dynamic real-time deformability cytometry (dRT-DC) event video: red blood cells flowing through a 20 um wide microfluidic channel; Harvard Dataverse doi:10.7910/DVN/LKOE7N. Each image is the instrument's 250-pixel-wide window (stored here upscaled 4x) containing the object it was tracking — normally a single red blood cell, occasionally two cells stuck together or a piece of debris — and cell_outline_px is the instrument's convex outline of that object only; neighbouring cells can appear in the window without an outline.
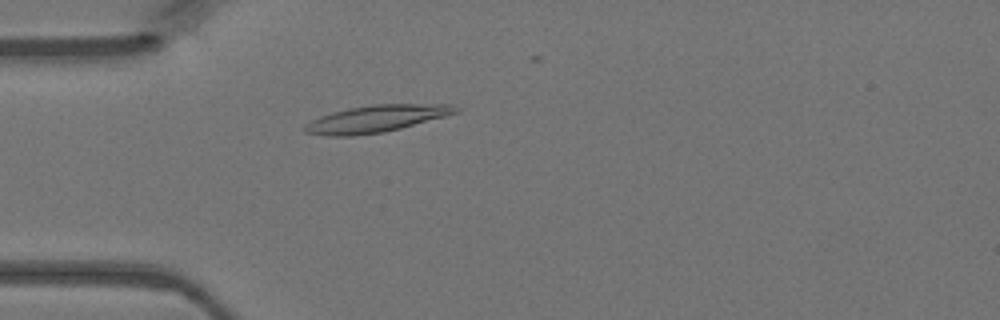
{"species": "Egyptian fruit bat (a non-hibernating species)", "species_latin": "Rousettus aegyptiacus", "temperature_condition": "warm", "stored_images_in_passage": 16, "camera_frame_rate_fps": 3000, "um_per_image_px": 0.085, "animal": {"sex": "female"}, "frame": {"image": 1, "passage_image": 6, "time_ms": 1.667, "image_size_px": [1000, 320], "cell_outline_px": [[460, 112], [400, 128], [384, 132], [352, 136], [328, 136], [304, 132], [304, 124], [320, 116], [332, 112], [348, 108], [372, 104], [452, 104], [460, 108]], "centroid_in_image_um": [31.98, 10.09], "position_along_channel_um": 53.0, "area_um2": 23.76}}
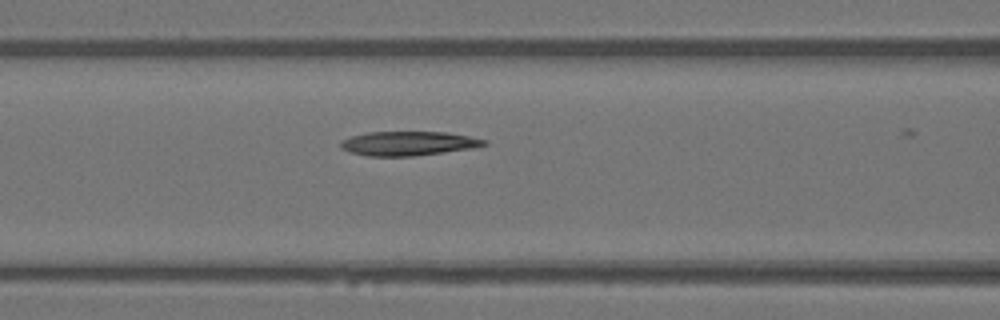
{"frame": {"image": 2, "passage_image": 12, "time_ms": 3.667, "image_size_px": [1000, 320], "cell_outline_px": [[488, 144], [476, 148], [412, 156], [368, 156], [348, 152], [340, 148], [340, 140], [352, 136], [368, 132], [448, 132], [488, 140]], "centroid_in_image_um": [34.71, 12.19], "position_along_channel_um": 131.9, "area_um2": 20.4}}
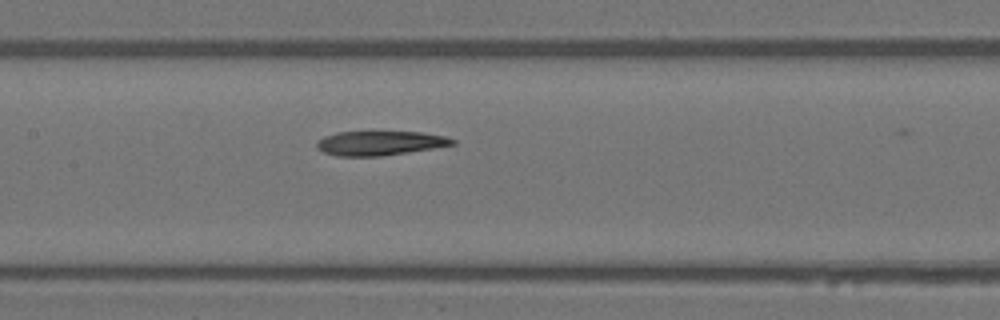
{"frame": {"image": 3, "passage_image": 15, "time_ms": 4.667, "image_size_px": [1000, 320], "cell_outline_px": [[456, 144], [408, 152], [380, 156], [336, 156], [324, 152], [316, 148], [316, 140], [324, 136], [336, 132], [420, 132], [444, 136], [456, 140]], "centroid_in_image_um": [32.24, 12.16], "position_along_channel_um": 175.2, "area_um2": 19.19}}